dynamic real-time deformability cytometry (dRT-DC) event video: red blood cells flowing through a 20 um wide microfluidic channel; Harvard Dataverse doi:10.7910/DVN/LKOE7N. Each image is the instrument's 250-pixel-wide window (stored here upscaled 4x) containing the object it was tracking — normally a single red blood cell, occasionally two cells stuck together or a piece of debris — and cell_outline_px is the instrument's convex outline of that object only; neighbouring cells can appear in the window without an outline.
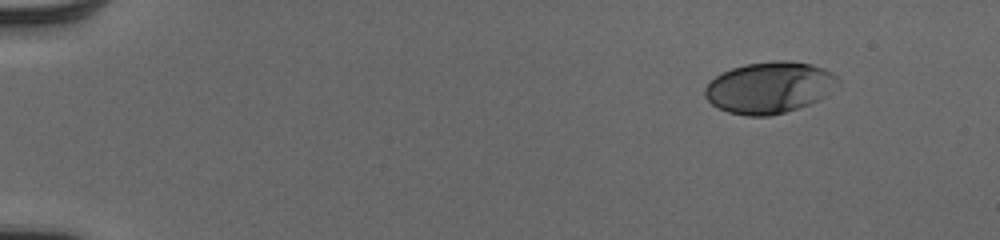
{"species": "human", "species_latin": "Homo sapiens", "temperature_condition": "cold", "stored_images_in_passage": 47, "camera_frame_rate_fps": 3000, "um_per_image_px": 0.085, "donor": {"sex": "male"}, "frame": {"image": 1, "passage_image": 1, "time_ms": 0.0, "image_size_px": [1000, 240], "cell_outline_px": [[840, 84], [824, 96], [808, 104], [772, 116], [748, 116], [728, 112], [712, 104], [704, 96], [704, 88], [716, 76], [732, 68], [744, 64], [772, 60], [788, 60], [812, 64], [824, 68], [832, 72], [840, 80]], "centroid_in_image_um": [65.41, 7.42], "position_along_channel_um": 19.6, "area_um2": 39.88}}
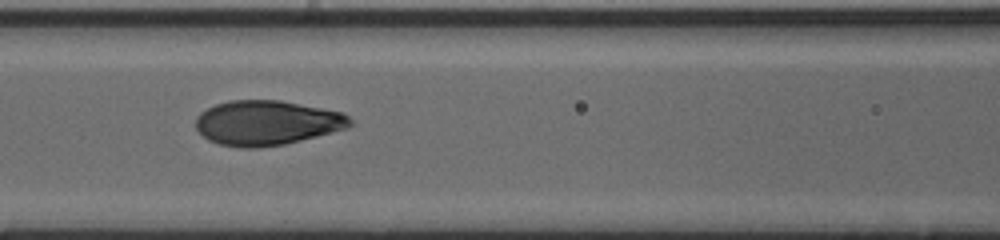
{"frame": {"image": 2, "passage_image": 20, "time_ms": 6.333, "image_size_px": [1000, 240], "cell_outline_px": [[356, 124], [348, 128], [284, 144], [256, 148], [240, 148], [220, 144], [208, 140], [196, 128], [196, 116], [200, 112], [216, 104], [228, 100], [280, 100], [344, 112]], "centroid_in_image_um": [22.7, 10.43], "position_along_channel_um": 143.9, "area_um2": 40.4}}
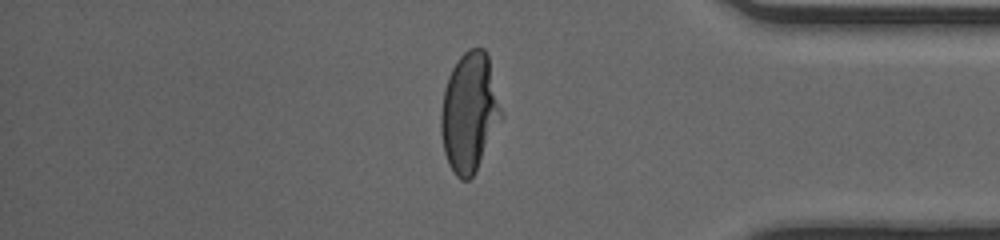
{"frame": {"image": 3, "passage_image": 40, "time_ms": 13.0, "image_size_px": [1000, 240], "cell_outline_px": [[504, 116], [472, 176], [468, 180], [460, 180], [456, 176], [448, 164], [444, 152], [440, 132], [440, 112], [444, 88], [448, 76], [456, 60], [468, 48], [484, 48], [488, 56]], "centroid_in_image_um": [39.89, 9.53], "position_along_channel_um": 395.3, "area_um2": 42.08}, "authors_computed_cell_mechanics": {"area_um2": 40.46, "velocity_mm_per_s": 4.0467, "shape_relaxation_time_tau1_ms": 4.0259, "shape_relaxation_time_tau2_ms": null, "deformation_change_tau1": 0.1998, "deformation_change_tau2": null}}